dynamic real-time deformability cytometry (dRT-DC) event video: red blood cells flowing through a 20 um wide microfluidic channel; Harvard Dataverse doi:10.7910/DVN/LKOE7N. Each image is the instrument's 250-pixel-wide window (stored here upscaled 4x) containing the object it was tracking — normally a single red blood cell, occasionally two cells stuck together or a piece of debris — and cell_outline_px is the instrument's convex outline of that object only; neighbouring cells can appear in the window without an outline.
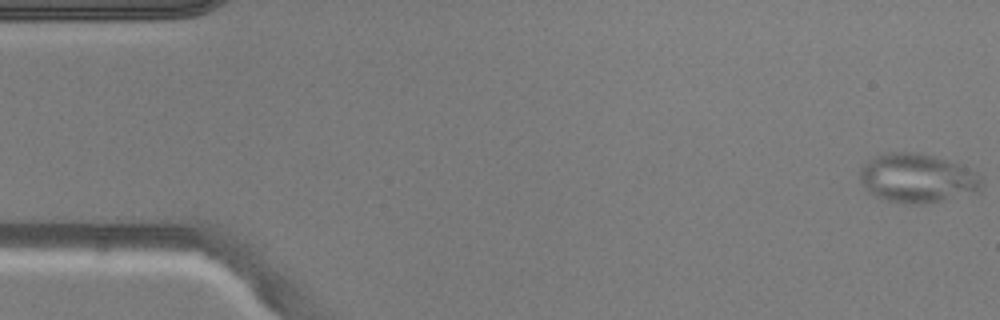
{"species": "common noctule bat (a hibernating species)", "species_latin": "Nyctalus noctula", "temperature_condition": "warm", "stored_images_in_passage": 14, "camera_frame_rate_fps": 3000, "um_per_image_px": 0.085, "animal": {"sex": "male", "body_mass_g": 20.5, "forearm_length_mm": 52.5}, "frame": {"image": 1, "passage_image": 1, "time_ms": 0.0, "image_size_px": [1000, 320], "cell_outline_px": [[984, 184], [980, 192], [944, 200], [920, 204], [916, 204], [888, 200], [876, 196], [868, 192], [860, 180], [860, 168], [872, 156], [884, 152], [920, 152], [936, 156], [960, 164], [976, 172], [984, 180]], "centroid_in_image_um": [78.0, 15.12], "position_along_channel_um": 7.0, "area_um2": 35.26}}